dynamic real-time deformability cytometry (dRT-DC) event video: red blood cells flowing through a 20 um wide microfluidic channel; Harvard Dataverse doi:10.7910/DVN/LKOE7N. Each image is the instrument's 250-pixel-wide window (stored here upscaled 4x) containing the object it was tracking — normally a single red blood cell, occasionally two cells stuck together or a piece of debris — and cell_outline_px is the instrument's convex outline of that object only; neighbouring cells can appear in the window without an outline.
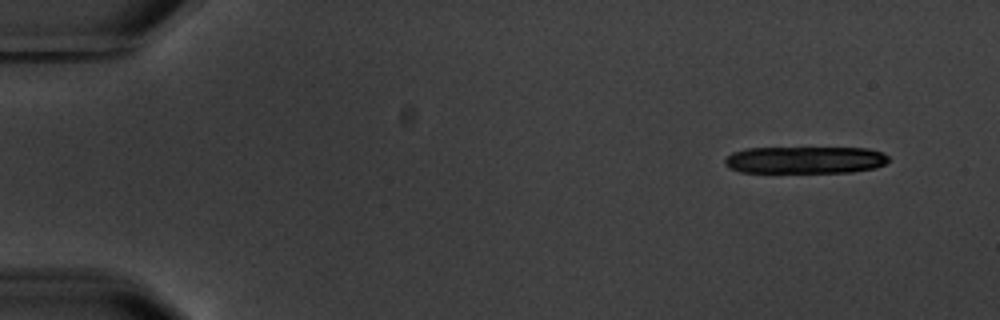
{"species": "common noctule bat (a hibernating species)", "species_latin": "Nyctalus noctula", "temperature_condition": "warm", "stored_images_in_passage": 6, "camera_frame_rate_fps": 3000, "um_per_image_px": 0.085, "animal": {"sex": "male", "body_mass_g": 20.1, "forearm_length_mm": 53.5}, "frame": {"image": 1, "passage_image": 1, "time_ms": 0.0, "image_size_px": [1000, 320], "cell_outline_px": [[888, 160], [884, 164], [876, 168], [852, 172], [740, 172], [728, 168], [724, 164], [724, 160], [732, 152], [748, 148], [868, 148], [884, 152], [888, 156]], "centroid_in_image_um": [68.44, 13.59], "position_along_channel_um": 16.6, "area_um2": 26.01}}
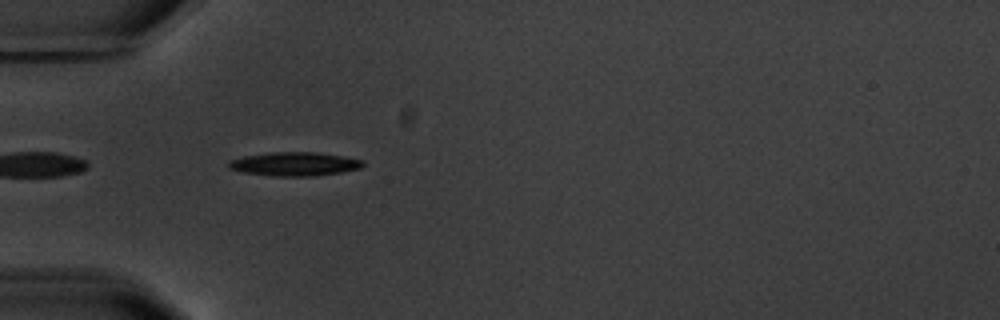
{"frame": {"image": 2, "passage_image": 5, "time_ms": 4.667, "image_size_px": [1000, 320], "cell_outline_px": [[364, 164], [360, 168], [340, 172], [316, 176], [272, 176], [244, 172], [228, 168], [228, 160], [244, 156], [272, 152], [316, 152], [344, 156], [364, 160]], "centroid_in_image_um": [25.04, 13.93], "position_along_channel_um": 60.0, "area_um2": 18.61}}